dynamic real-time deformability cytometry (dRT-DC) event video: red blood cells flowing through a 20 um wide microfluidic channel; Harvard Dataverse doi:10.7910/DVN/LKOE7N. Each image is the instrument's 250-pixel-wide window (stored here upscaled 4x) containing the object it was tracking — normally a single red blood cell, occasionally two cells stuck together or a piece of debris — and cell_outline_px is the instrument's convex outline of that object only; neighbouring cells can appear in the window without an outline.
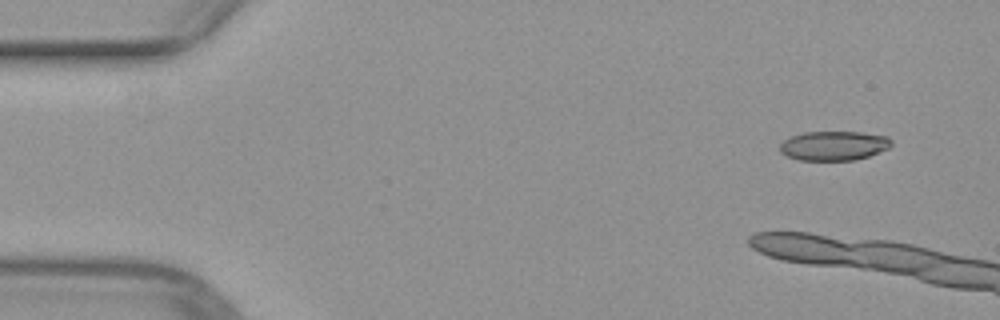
{"species": "common noctule bat (a hibernating species)", "species_latin": "Nyctalus noctula", "temperature_condition": "warm", "stored_images_in_passage": 7, "camera_frame_rate_fps": 3000, "um_per_image_px": 0.085, "animal": {"sex": "female", "body_mass_g": 29.2, "forearm_length_mm": 56.3}, "frame": {"image": 1, "passage_image": 1, "time_ms": 0.0, "image_size_px": [1000, 320], "cell_outline_px": [[892, 144], [888, 148], [868, 156], [852, 160], [800, 160], [788, 156], [780, 152], [780, 144], [784, 140], [792, 136], [804, 132], [860, 132], [888, 136], [892, 140]], "centroid_in_image_um": [70.88, 12.38], "position_along_channel_um": 14.1, "area_um2": 18.96}}